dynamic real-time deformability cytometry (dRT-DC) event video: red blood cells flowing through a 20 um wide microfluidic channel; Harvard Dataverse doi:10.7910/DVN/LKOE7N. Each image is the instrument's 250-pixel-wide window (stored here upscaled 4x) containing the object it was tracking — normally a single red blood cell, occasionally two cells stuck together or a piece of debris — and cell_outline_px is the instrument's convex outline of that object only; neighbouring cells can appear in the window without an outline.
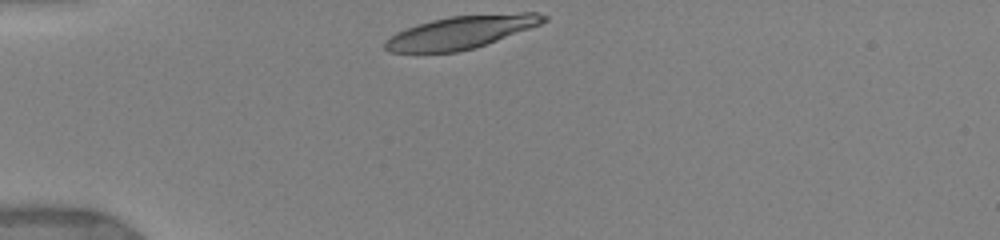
{"species": "human", "species_latin": "Homo sapiens", "temperature_condition": "warm", "stored_images_in_passage": 8, "camera_frame_rate_fps": 3000, "um_per_image_px": 0.085, "donor": {"sex": "female"}, "frame": {"image": 1, "passage_image": 1, "time_ms": 0.0, "image_size_px": [1000, 240], "cell_outline_px": [[548, 20], [540, 24], [496, 40], [472, 48], [456, 52], [388, 52], [384, 48], [384, 40], [396, 32], [416, 24], [432, 20], [452, 16], [520, 12], [536, 12], [548, 16]], "centroid_in_image_um": [39.16, 2.72], "position_along_channel_um": 45.8, "area_um2": 30.06}}